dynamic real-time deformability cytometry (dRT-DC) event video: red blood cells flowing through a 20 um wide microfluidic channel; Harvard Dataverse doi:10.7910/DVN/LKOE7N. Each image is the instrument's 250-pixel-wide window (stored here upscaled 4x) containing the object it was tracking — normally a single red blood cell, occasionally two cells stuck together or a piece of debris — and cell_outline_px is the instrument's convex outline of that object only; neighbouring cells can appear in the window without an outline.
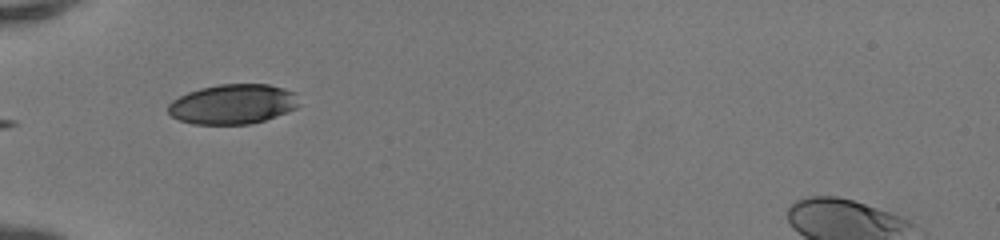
{"species": "human", "species_latin": "Homo sapiens", "temperature_condition": "room temperature", "stored_images_in_passage": 4, "camera_frame_rate_fps": 3000, "um_per_image_px": 0.085, "donor": {"sex": "female"}, "frame": {"image": 1, "passage_image": 1, "time_ms": 0.0, "image_size_px": [1000, 240], "cell_outline_px": [[300, 104], [296, 108], [264, 120], [248, 124], [192, 124], [180, 120], [172, 116], [168, 112], [168, 104], [172, 100], [188, 92], [200, 88], [220, 84], [268, 84], [284, 88], [296, 92]], "centroid_in_image_um": [19.8, 8.84], "position_along_channel_um": 65.2, "area_um2": 30.4}}
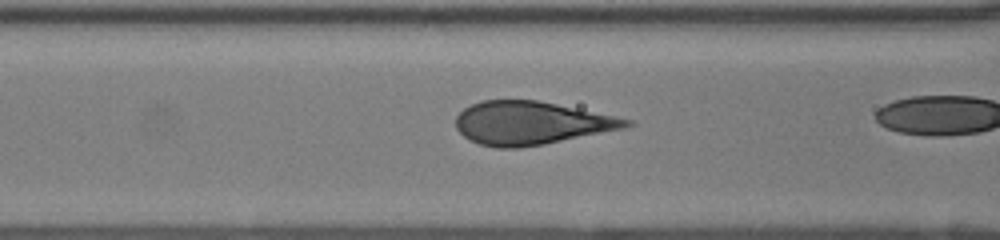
{"frame": {"image": 2, "passage_image": 3, "time_ms": 0.667, "image_size_px": [1000, 240], "cell_outline_px": [[636, 124], [624, 128], [544, 144], [520, 148], [496, 148], [480, 144], [468, 140], [456, 128], [456, 116], [464, 108], [480, 100], [536, 100], [556, 104], [632, 120]], "centroid_in_image_um": [45.09, 10.46], "position_along_channel_um": 121.5, "area_um2": 42.6}}